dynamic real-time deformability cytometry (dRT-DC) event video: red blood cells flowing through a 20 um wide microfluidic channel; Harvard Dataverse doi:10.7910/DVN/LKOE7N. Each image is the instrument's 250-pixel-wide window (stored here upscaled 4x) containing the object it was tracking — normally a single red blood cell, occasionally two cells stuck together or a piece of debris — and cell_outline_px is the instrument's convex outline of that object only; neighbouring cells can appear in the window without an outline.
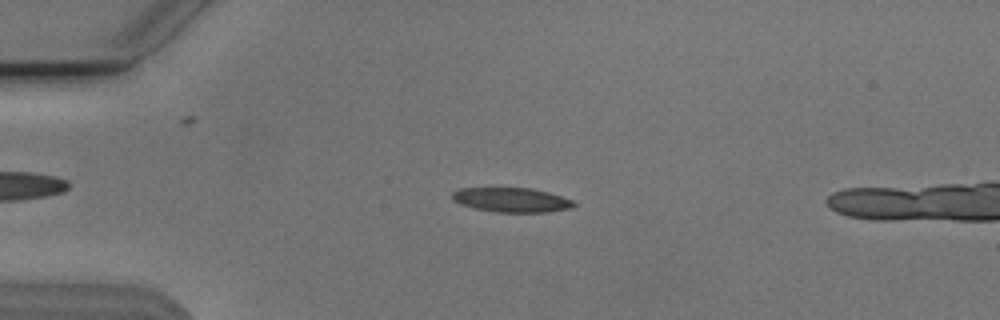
{"species": "Egyptian fruit bat (a non-hibernating species)", "species_latin": "Rousettus aegyptiacus", "temperature_condition": "cold", "stored_images_in_passage": 14, "camera_frame_rate_fps": 3000, "um_per_image_px": 0.085, "animal": {"sex": "male"}, "frame": {"image": 1, "passage_image": 10, "time_ms": 3.0, "image_size_px": [1000, 320], "cell_outline_px": [[576, 204], [572, 208], [548, 212], [496, 212], [476, 208], [460, 204], [452, 200], [452, 192], [460, 188], [532, 188], [548, 192], [572, 200]], "centroid_in_image_um": [43.48, 16.99], "position_along_channel_um": 41.5, "area_um2": 17.28}}